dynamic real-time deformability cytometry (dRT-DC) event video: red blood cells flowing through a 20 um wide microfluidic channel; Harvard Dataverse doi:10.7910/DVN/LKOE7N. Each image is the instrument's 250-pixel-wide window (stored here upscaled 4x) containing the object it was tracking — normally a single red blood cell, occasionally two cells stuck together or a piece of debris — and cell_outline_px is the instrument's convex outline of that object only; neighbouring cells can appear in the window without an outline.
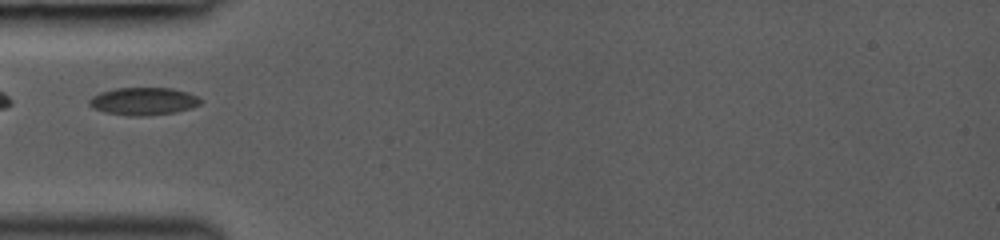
{"species": "common noctule bat (a hibernating species)", "species_latin": "Nyctalus noctula", "temperature_condition": "room temperature", "stored_images_in_passage": 26, "camera_frame_rate_fps": 3000, "um_per_image_px": 0.085, "animal": {"sex": "female", "body_mass_g": 19.0, "forearm_length_mm": 53.3}, "frame": {"image": 1, "passage_image": 1, "time_ms": 0.0, "image_size_px": [1000, 240], "cell_outline_px": [[204, 100], [200, 104], [192, 108], [176, 112], [148, 116], [128, 116], [104, 112], [92, 108], [88, 104], [88, 100], [92, 96], [100, 92], [116, 88], [172, 88], [196, 96]], "centroid_in_image_um": [12.17, 8.62], "position_along_channel_um": 72.8, "area_um2": 18.09}}
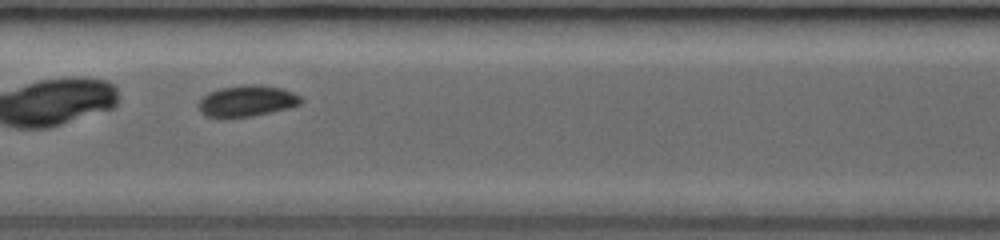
{"frame": {"image": 2, "passage_image": 9, "time_ms": 2.667, "image_size_px": [1000, 240], "cell_outline_px": [[304, 100], [300, 104], [288, 108], [252, 116], [204, 116], [200, 112], [200, 100], [208, 92], [220, 88], [252, 84], [280, 88], [292, 92], [300, 96]], "centroid_in_image_um": [21.01, 8.57], "position_along_channel_um": 186.4, "area_um2": 18.09}}
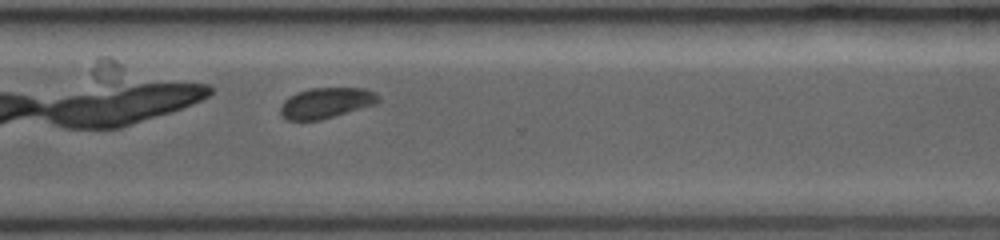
{"frame": {"image": 3, "passage_image": 20, "time_ms": 6.333, "image_size_px": [1000, 240], "cell_outline_px": [[380, 100], [376, 104], [320, 120], [288, 120], [280, 112], [280, 104], [284, 100], [296, 92], [308, 88], [364, 88], [376, 92], [380, 96]], "centroid_in_image_um": [27.73, 8.73], "position_along_channel_um": 342.9, "area_um2": 17.51}}